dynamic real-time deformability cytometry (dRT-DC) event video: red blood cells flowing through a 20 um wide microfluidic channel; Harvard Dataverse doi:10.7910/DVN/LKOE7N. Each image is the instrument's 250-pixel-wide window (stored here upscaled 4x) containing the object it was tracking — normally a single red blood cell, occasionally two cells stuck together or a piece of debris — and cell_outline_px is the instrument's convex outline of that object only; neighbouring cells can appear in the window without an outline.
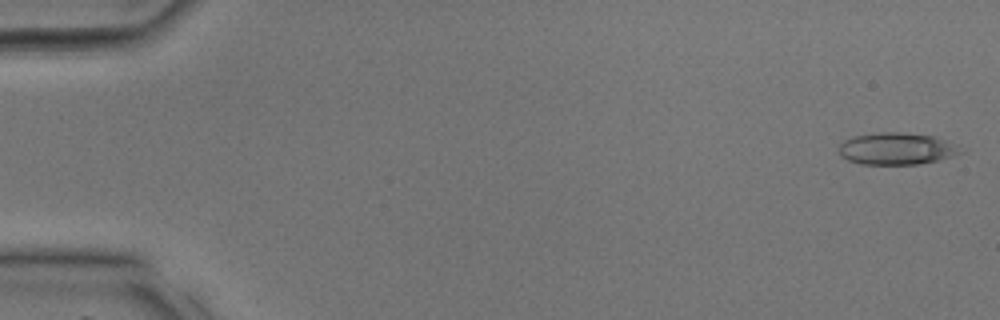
{"species": "common noctule bat (a hibernating species)", "species_latin": "Nyctalus noctula", "temperature_condition": "room temperature", "stored_images_in_passage": 36, "camera_frame_rate_fps": 3000, "um_per_image_px": 0.085, "animal": {"sex": "male", "body_mass_g": 17.9, "forearm_length_mm": 54.2}, "frame": {"image": 1, "passage_image": 1, "time_ms": 0.0, "image_size_px": [1000, 320], "cell_outline_px": [[964, 152], [940, 160], [916, 164], [860, 164], [848, 160], [840, 156], [840, 144], [844, 140], [852, 136], [880, 132], [900, 132], [932, 136], [944, 140]], "centroid_in_image_um": [76.15, 12.64], "position_along_channel_um": 8.9, "area_um2": 22.37}}
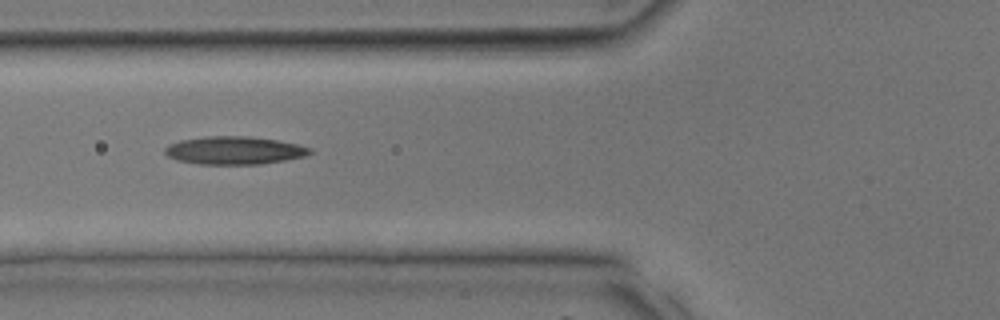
{"frame": {"image": 2, "passage_image": 14, "time_ms": 4.333, "image_size_px": [1000, 320], "cell_outline_px": [[312, 152], [304, 156], [284, 160], [260, 164], [200, 164], [176, 160], [168, 156], [164, 152], [164, 148], [168, 144], [180, 140], [208, 136], [248, 136], [276, 140], [296, 144], [312, 148]], "centroid_in_image_um": [19.88, 12.78], "position_along_channel_um": 105.9, "area_um2": 23.52}}
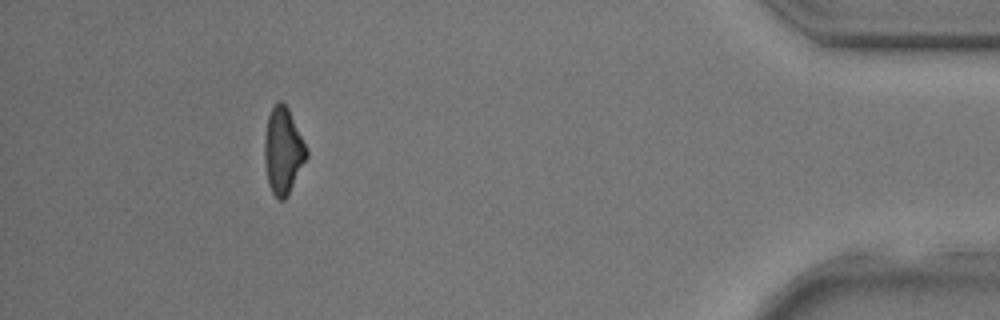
{"frame": {"image": 3, "passage_image": 33, "time_ms": 10.667, "image_size_px": [1000, 320], "cell_outline_px": [[308, 156], [288, 196], [284, 200], [276, 200], [268, 184], [264, 160], [264, 140], [268, 116], [272, 108], [280, 100], [288, 108], [308, 152]], "centroid_in_image_um": [24.05, 12.88], "position_along_channel_um": 411.2, "area_um2": 21.04}}